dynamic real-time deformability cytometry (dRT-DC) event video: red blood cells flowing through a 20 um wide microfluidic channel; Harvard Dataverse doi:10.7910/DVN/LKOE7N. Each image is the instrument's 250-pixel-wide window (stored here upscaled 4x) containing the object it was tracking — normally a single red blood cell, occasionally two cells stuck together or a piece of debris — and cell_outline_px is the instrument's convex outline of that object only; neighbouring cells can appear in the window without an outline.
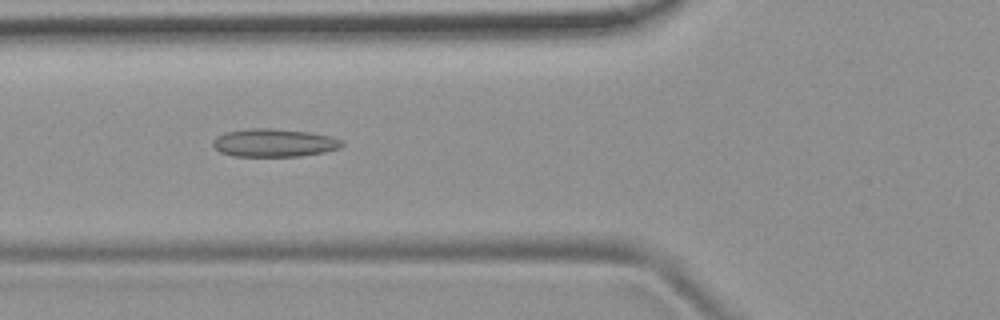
{"species": "common noctule bat (a hibernating species)", "species_latin": "Nyctalus noctula", "temperature_condition": "room temperature", "stored_images_in_passage": 36, "camera_frame_rate_fps": 3000, "um_per_image_px": 0.085, "animal": {"sex": "female", "body_mass_g": 19.9}, "frame": {"image": 1, "passage_image": 3, "time_ms": 0.667, "image_size_px": [1000, 320], "cell_outline_px": [[344, 144], [340, 148], [324, 152], [300, 156], [232, 156], [220, 152], [212, 144], [212, 140], [216, 136], [224, 132], [248, 128], [272, 128], [308, 132], [328, 136], [344, 140]], "centroid_in_image_um": [23.27, 12.13], "position_along_channel_um": 102.5, "area_um2": 21.21}}
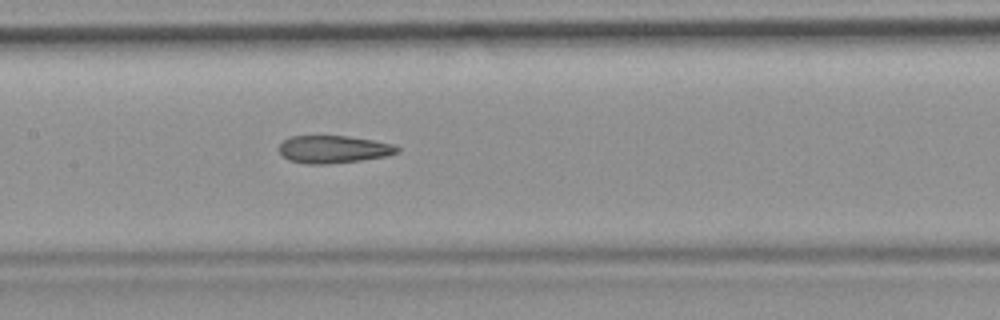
{"frame": {"image": 2, "passage_image": 9, "time_ms": 2.667, "image_size_px": [1000, 320], "cell_outline_px": [[400, 152], [388, 156], [360, 160], [328, 164], [308, 164], [288, 160], [280, 152], [280, 144], [284, 140], [292, 136], [348, 136], [396, 144], [400, 148]], "centroid_in_image_um": [28.4, 12.69], "position_along_channel_um": 179.0, "area_um2": 19.02}}
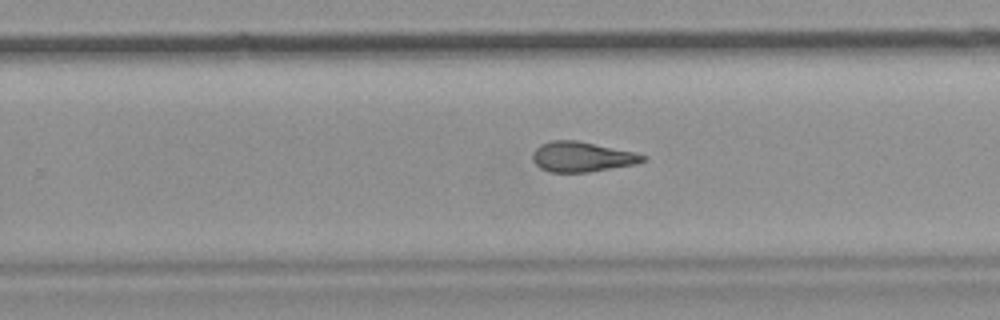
{"frame": {"image": 3, "passage_image": 17, "time_ms": 5.333, "image_size_px": [1000, 320], "cell_outline_px": [[648, 160], [636, 164], [588, 172], [548, 172], [540, 168], [532, 160], [532, 152], [540, 144], [552, 140], [576, 140], [636, 152], [648, 156]], "centroid_in_image_um": [49.48, 13.33], "position_along_channel_um": 280.3, "area_um2": 19.54}}